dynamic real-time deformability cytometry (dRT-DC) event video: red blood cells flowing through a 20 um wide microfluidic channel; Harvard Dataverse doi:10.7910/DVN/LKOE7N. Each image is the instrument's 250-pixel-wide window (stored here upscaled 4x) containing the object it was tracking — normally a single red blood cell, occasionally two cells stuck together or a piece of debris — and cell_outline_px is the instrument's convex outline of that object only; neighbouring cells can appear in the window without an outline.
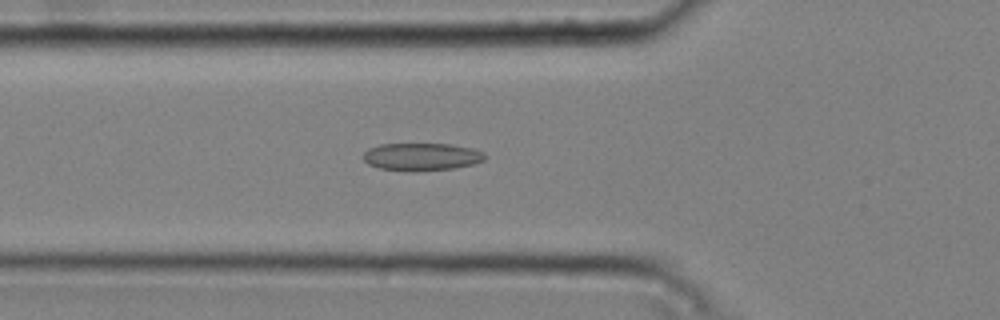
{"species": "common noctule bat (a hibernating species)", "species_latin": "Nyctalus noctula", "temperature_condition": "cold", "stored_images_in_passage": 37, "camera_frame_rate_fps": 3000, "um_per_image_px": 0.085, "animal": {"sex": "male", "body_mass_g": 20.4}, "frame": {"image": 1, "passage_image": 5, "time_ms": 1.333, "image_size_px": [1000, 320], "cell_outline_px": [[484, 160], [472, 164], [452, 168], [416, 172], [412, 172], [380, 168], [368, 164], [364, 160], [364, 152], [368, 148], [380, 144], [448, 144], [472, 148], [484, 152]], "centroid_in_image_um": [35.8, 13.33], "position_along_channel_um": 90.0, "area_um2": 19.54}}
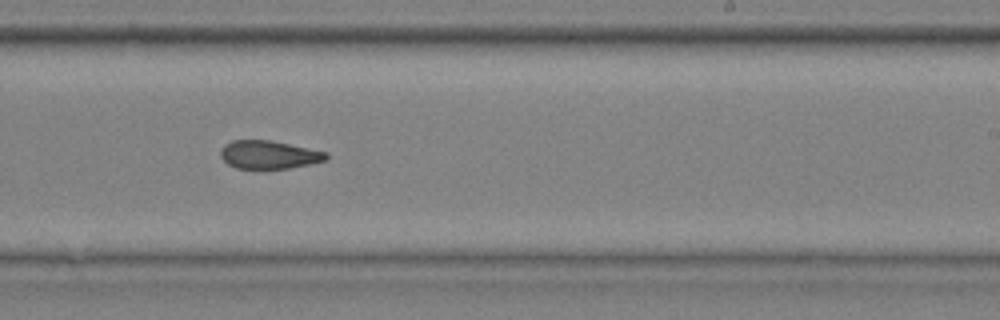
{"frame": {"image": 2, "passage_image": 19, "time_ms": 6.0, "image_size_px": [1000, 320], "cell_outline_px": [[328, 160], [288, 168], [236, 168], [228, 164], [220, 156], [220, 152], [224, 144], [232, 140], [272, 140], [328, 152]], "centroid_in_image_um": [22.86, 13.13], "position_along_channel_um": 266.1, "area_um2": 17.34}}
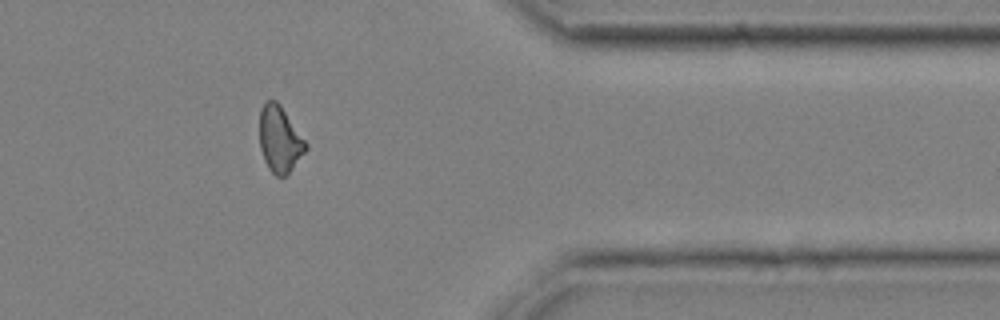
{"frame": {"image": 3, "passage_image": 30, "time_ms": 9.667, "image_size_px": [1000, 320], "cell_outline_px": [[308, 148], [292, 168], [284, 176], [276, 176], [268, 168], [264, 160], [260, 148], [260, 108], [268, 100], [276, 100], [280, 104], [308, 144]], "centroid_in_image_um": [23.77, 11.83], "position_along_channel_um": 387.6, "area_um2": 17.69}, "authors_computed_cell_mechanics": {"area_um2": 17.918, "velocity_mm_per_s": 3.7727, "shape_relaxation_time_tau1_ms": null, "shape_relaxation_time_tau2_ms": 3.9507, "deformation_change_tau1": null, "deformation_change_tau2": 0.109}}